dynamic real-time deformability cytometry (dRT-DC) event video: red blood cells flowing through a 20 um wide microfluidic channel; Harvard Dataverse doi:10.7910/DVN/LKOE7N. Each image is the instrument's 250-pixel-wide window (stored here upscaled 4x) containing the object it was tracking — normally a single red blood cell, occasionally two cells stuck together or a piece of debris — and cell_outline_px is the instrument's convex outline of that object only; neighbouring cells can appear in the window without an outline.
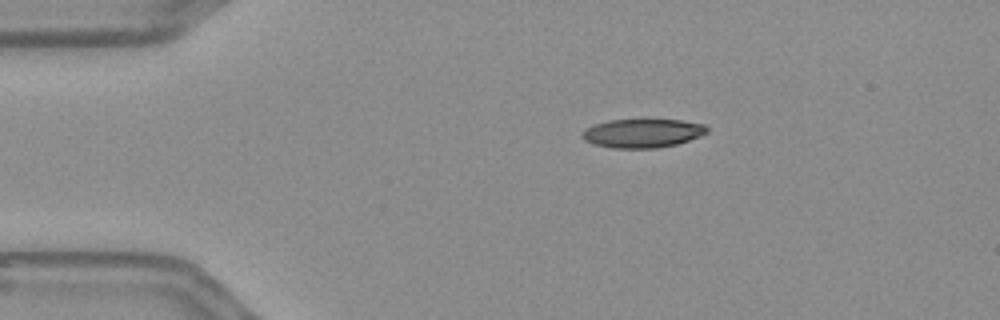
{"species": "Egyptian fruit bat (a non-hibernating species)", "species_latin": "Rousettus aegyptiacus", "temperature_condition": "warm", "stored_images_in_passage": 46, "camera_frame_rate_fps": 3000, "um_per_image_px": 0.085, "frame": {"image": 1, "passage_image": 1, "time_ms": 0.0, "image_size_px": [1000, 320], "cell_outline_px": [[708, 132], [700, 136], [676, 144], [656, 148], [612, 148], [592, 144], [584, 140], [580, 136], [580, 132], [584, 128], [608, 120], [680, 120], [704, 124], [708, 128]], "centroid_in_image_um": [54.56, 11.33], "position_along_channel_um": 30.4, "area_um2": 20.98}}
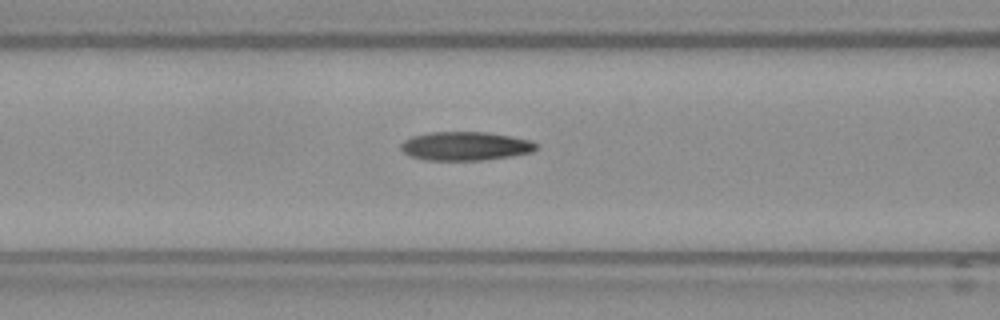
{"frame": {"image": 2, "passage_image": 13, "time_ms": 4.0, "image_size_px": [1000, 320], "cell_outline_px": [[540, 144], [532, 152], [512, 156], [484, 160], [424, 160], [408, 156], [400, 148], [400, 144], [404, 140], [412, 136], [428, 132], [484, 132], [512, 136], [532, 140]], "centroid_in_image_um": [39.56, 12.42], "position_along_channel_um": 127.0, "area_um2": 22.95}}
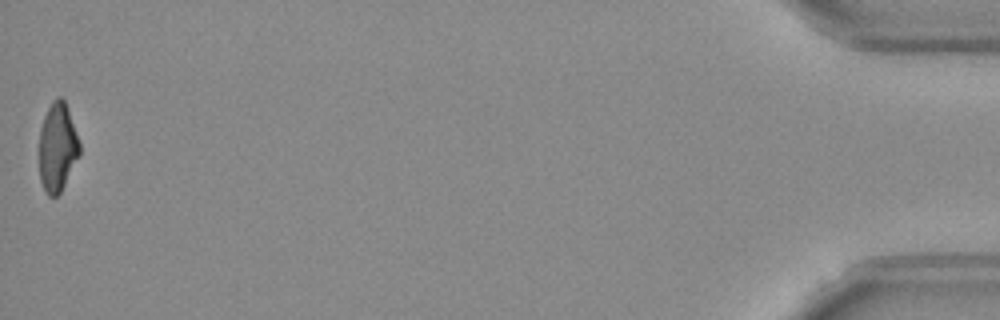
{"frame": {"image": 3, "passage_image": 46, "time_ms": 15.0, "image_size_px": [1000, 320], "cell_outline_px": [[80, 156], [60, 192], [56, 196], [48, 196], [40, 180], [40, 128], [44, 116], [52, 100], [56, 96], [60, 96], [64, 100], [80, 144]], "centroid_in_image_um": [4.88, 12.51], "position_along_channel_um": 430.3, "area_um2": 20.63}, "authors_computed_cell_mechanics": {"area_um2": 22.253, "velocity_mm_per_s": 3.6593, "shape_relaxation_time_tau1_ms": null, "shape_relaxation_time_tau2_ms": 4.6055, "deformation_change_tau1": null, "deformation_change_tau2": 0.1506}}